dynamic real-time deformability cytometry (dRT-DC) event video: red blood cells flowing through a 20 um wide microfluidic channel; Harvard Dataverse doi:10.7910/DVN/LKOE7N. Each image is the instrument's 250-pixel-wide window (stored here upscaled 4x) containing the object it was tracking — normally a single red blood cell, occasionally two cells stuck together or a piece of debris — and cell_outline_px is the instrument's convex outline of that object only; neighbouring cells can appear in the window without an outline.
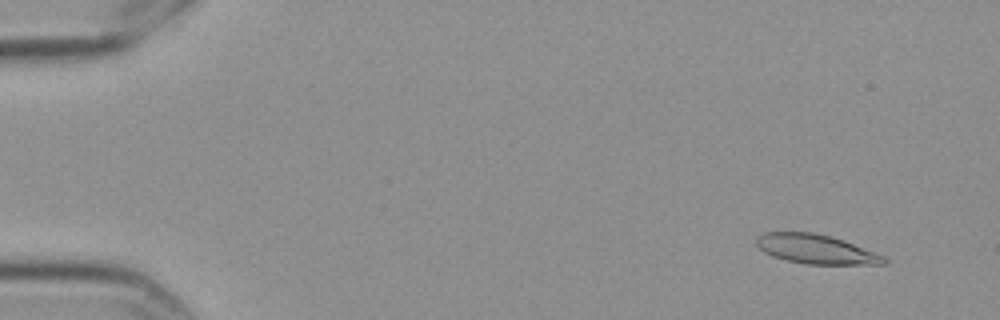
{"species": "Egyptian fruit bat (a non-hibernating species)", "species_latin": "Rousettus aegyptiacus", "temperature_condition": "cold", "stored_images_in_passage": 6, "camera_frame_rate_fps": 3000, "um_per_image_px": 0.085, "frame": {"image": 1, "passage_image": 2, "time_ms": 0.333, "image_size_px": [1000, 320], "cell_outline_px": [[888, 264], [804, 264], [772, 256], [764, 252], [756, 244], [756, 236], [764, 232], [812, 232], [828, 236], [852, 244], [884, 256], [888, 260]], "centroid_in_image_um": [69.31, 21.18], "position_along_channel_um": 15.7, "area_um2": 21.44}}